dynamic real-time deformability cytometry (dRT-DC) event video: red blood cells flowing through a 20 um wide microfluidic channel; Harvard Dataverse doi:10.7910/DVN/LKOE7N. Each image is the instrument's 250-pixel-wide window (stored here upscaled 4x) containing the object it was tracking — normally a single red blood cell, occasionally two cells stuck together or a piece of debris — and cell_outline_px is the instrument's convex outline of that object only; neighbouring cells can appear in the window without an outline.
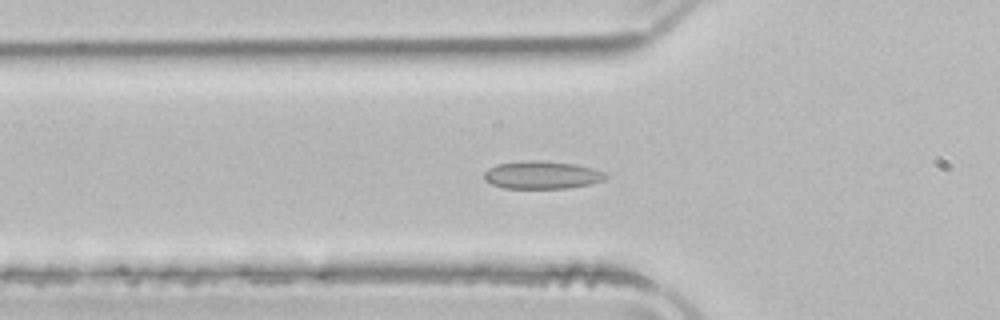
{"species": "common noctule bat (a hibernating species)", "species_latin": "Nyctalus noctula", "temperature_condition": "room temperature", "stored_images_in_passage": 53, "camera_frame_rate_fps": 3000, "um_per_image_px": 0.085, "animal": {"sex": "male", "body_mass_g": 21.5, "forearm_length_mm": 52.0}, "frame": {"image": 1, "passage_image": 18, "time_ms": 5.667, "image_size_px": [1000, 320], "cell_outline_px": [[608, 176], [604, 180], [592, 184], [568, 188], [504, 188], [492, 184], [484, 180], [484, 172], [488, 168], [496, 164], [528, 160], [540, 160], [576, 164], [592, 168], [604, 172]], "centroid_in_image_um": [46.06, 14.87], "position_along_channel_um": 79.7, "area_um2": 19.83}}
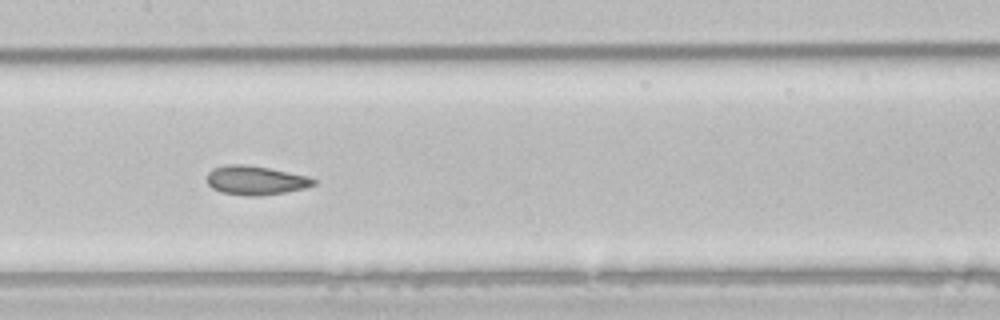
{"frame": {"image": 2, "passage_image": 26, "time_ms": 8.333, "image_size_px": [1000, 320], "cell_outline_px": [[316, 184], [304, 188], [284, 192], [260, 196], [244, 196], [220, 192], [212, 188], [208, 184], [208, 172], [212, 168], [228, 164], [244, 164], [268, 168], [308, 176], [316, 180]], "centroid_in_image_um": [21.7, 15.33], "position_along_channel_um": 185.7, "area_um2": 18.03}}
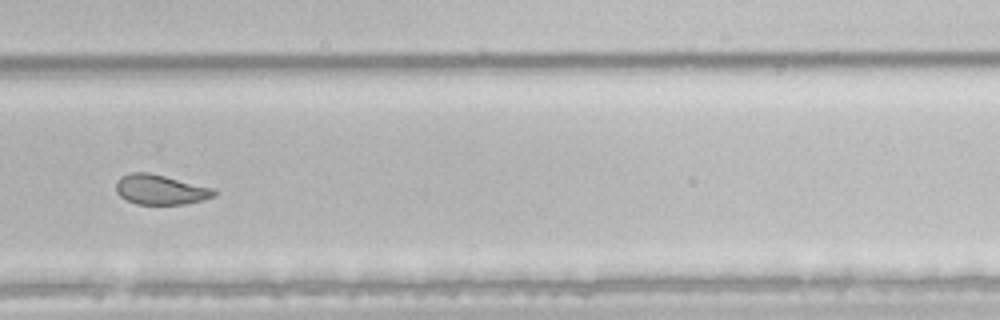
{"frame": {"image": 3, "passage_image": 36, "time_ms": 11.667, "image_size_px": [1000, 320], "cell_outline_px": [[220, 192], [216, 196], [204, 200], [184, 204], [136, 204], [120, 196], [116, 192], [116, 180], [120, 176], [132, 172], [148, 172], [216, 188]], "centroid_in_image_um": [13.69, 16.11], "position_along_channel_um": 316.1, "area_um2": 17.4}, "authors_computed_cell_mechanics": {"area_um2": 19.9988, "velocity_mm_per_s": 3.9431, "shape_relaxation_time_tau1_ms": 6.9606, "shape_relaxation_time_tau2_ms": 1.0336, "deformation_change_tau1": 0.1604, "deformation_change_tau2": 0.0588}}